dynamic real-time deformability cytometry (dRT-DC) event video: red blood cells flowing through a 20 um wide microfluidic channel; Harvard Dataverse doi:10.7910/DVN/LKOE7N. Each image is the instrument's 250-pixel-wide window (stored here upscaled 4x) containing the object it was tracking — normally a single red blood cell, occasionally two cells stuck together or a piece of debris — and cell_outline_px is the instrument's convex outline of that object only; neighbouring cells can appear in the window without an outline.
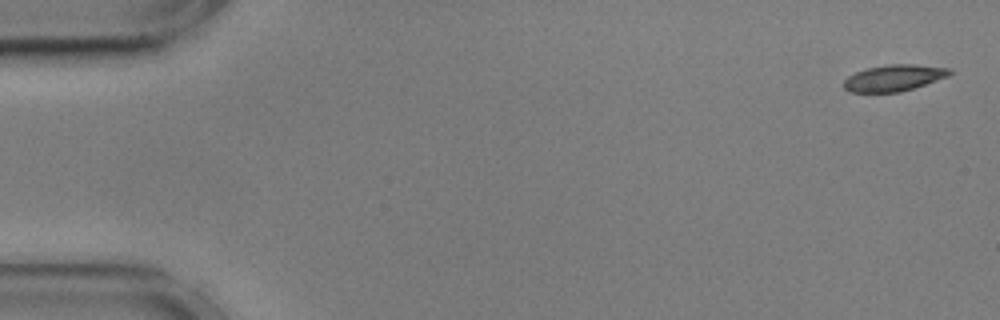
{"species": "common noctule bat (a hibernating species)", "species_latin": "Nyctalus noctula", "temperature_condition": "cold", "stored_images_in_passage": 15, "camera_frame_rate_fps": 3000, "um_per_image_px": 0.085, "animal": {"sex": "male", "body_mass_g": 17.9, "forearm_length_mm": 54.2}, "frame": {"image": 1, "passage_image": 1, "time_ms": 0.0, "image_size_px": [1000, 320], "cell_outline_px": [[952, 72], [948, 76], [900, 92], [852, 92], [844, 88], [844, 80], [848, 76], [856, 72], [868, 68], [888, 64], [916, 64], [948, 68]], "centroid_in_image_um": [75.96, 6.61], "position_along_channel_um": 9.0, "area_um2": 16.01}}
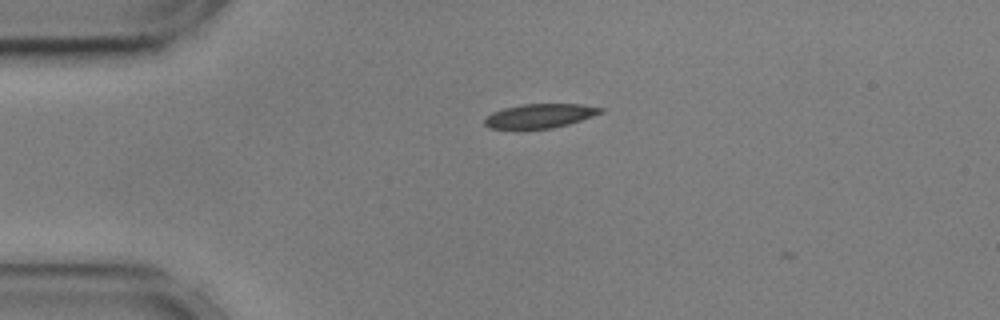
{"frame": {"image": 2, "passage_image": 12, "time_ms": 3.667, "image_size_px": [1000, 320], "cell_outline_px": [[604, 112], [568, 124], [552, 128], [488, 128], [484, 124], [484, 120], [492, 112], [504, 108], [520, 104], [584, 104], [604, 108]], "centroid_in_image_um": [45.91, 9.83], "position_along_channel_um": 39.1, "area_um2": 16.18}}